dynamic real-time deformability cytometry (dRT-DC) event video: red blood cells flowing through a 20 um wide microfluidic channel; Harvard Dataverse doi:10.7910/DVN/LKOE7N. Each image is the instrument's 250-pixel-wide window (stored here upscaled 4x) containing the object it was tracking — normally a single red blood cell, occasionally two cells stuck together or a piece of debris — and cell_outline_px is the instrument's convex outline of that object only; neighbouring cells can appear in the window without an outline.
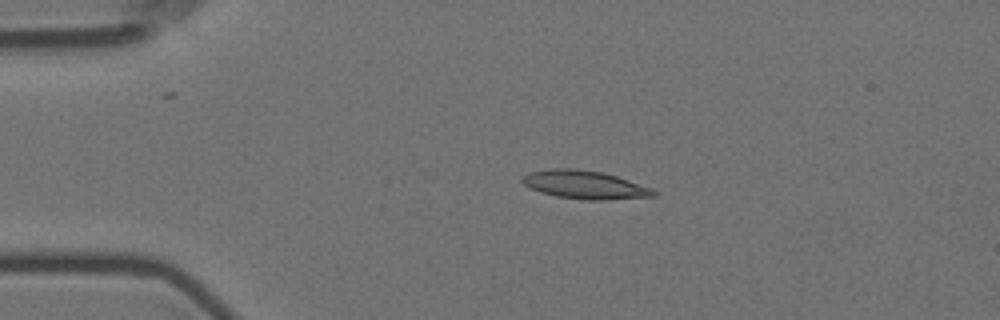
{"species": "Egyptian fruit bat (a non-hibernating species)", "species_latin": "Rousettus aegyptiacus", "temperature_condition": "room temperature", "stored_images_in_passage": 10, "camera_frame_rate_fps": 3000, "um_per_image_px": 0.085, "animal": {"sex": "female"}, "frame": {"image": 1, "passage_image": 4, "time_ms": 3.667, "image_size_px": [1000, 320], "cell_outline_px": [[660, 192], [656, 196], [604, 200], [588, 200], [556, 196], [540, 192], [524, 184], [520, 180], [528, 172], [552, 168], [572, 168], [604, 172], [652, 188]], "centroid_in_image_um": [49.73, 15.7], "position_along_channel_um": 35.3, "area_um2": 21.68}}
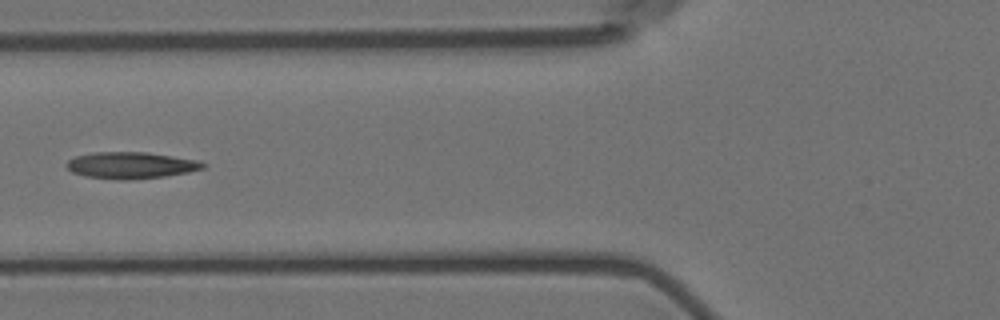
{"frame": {"image": 2, "passage_image": 7, "time_ms": 7.0, "image_size_px": [1000, 320], "cell_outline_px": [[208, 164], [204, 168], [188, 172], [164, 176], [128, 180], [120, 180], [84, 176], [72, 172], [64, 164], [68, 160], [76, 156], [92, 152], [148, 152], [200, 160]], "centroid_in_image_um": [11.14, 14.04], "position_along_channel_um": 114.7, "area_um2": 21.33}}
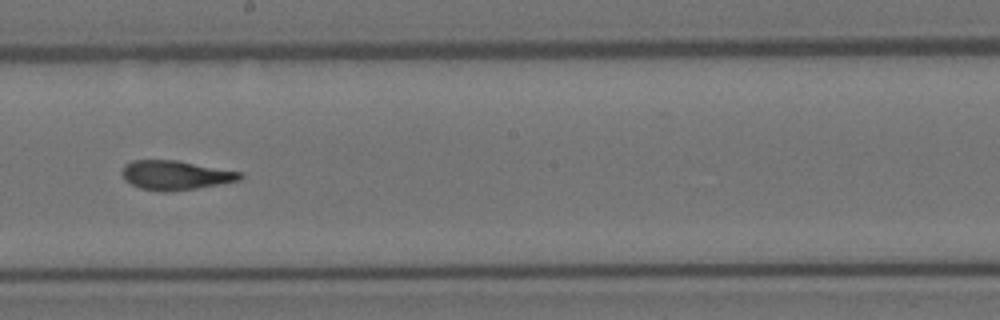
{"frame": {"image": 3, "passage_image": 10, "time_ms": 10.333, "image_size_px": [1000, 320], "cell_outline_px": [[244, 176], [240, 180], [196, 188], [168, 192], [160, 192], [140, 188], [124, 180], [120, 172], [124, 164], [132, 160], [176, 160], [244, 172]], "centroid_in_image_um": [14.9, 14.88], "position_along_channel_um": 233.3, "area_um2": 20.35}}